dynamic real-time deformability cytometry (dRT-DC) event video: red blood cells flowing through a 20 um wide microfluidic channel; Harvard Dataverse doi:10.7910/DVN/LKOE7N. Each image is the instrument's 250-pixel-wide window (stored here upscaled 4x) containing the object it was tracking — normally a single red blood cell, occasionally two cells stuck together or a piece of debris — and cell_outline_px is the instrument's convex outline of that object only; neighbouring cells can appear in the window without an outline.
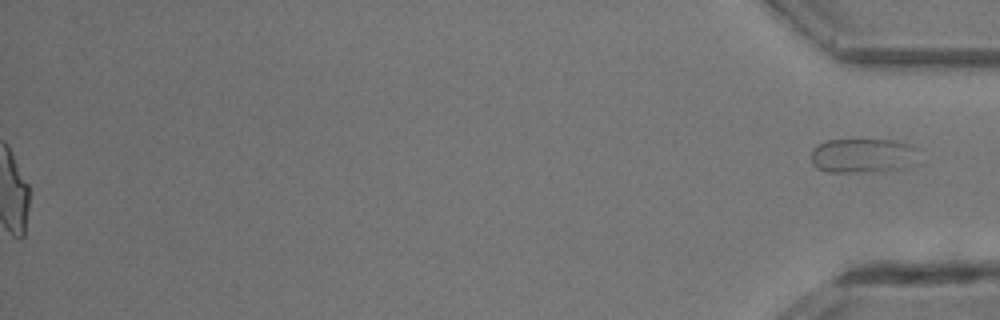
{"species": "common noctule bat (a hibernating species)", "species_latin": "Nyctalus noctula", "temperature_condition": "room temperature", "stored_images_in_passage": 31, "segment_of_instrument_passage": [2, 2], "camera_frame_rate_fps": 3000, "um_per_image_px": 0.085, "animal": {"sex": "male", "body_mass_g": 13.3}, "frame": {"image": 1, "passage_image": 31, "time_ms": 10.0, "image_size_px": [1000, 320], "cell_outline_px": [[916, 148], [912, 164], [904, 168], [848, 172], [824, 172], [816, 168], [812, 164], [812, 152], [824, 140], [896, 140], [908, 144]], "centroid_in_image_um": [73.28, 13.22], "position_along_channel_um": 361.9, "area_um2": 21.1}}